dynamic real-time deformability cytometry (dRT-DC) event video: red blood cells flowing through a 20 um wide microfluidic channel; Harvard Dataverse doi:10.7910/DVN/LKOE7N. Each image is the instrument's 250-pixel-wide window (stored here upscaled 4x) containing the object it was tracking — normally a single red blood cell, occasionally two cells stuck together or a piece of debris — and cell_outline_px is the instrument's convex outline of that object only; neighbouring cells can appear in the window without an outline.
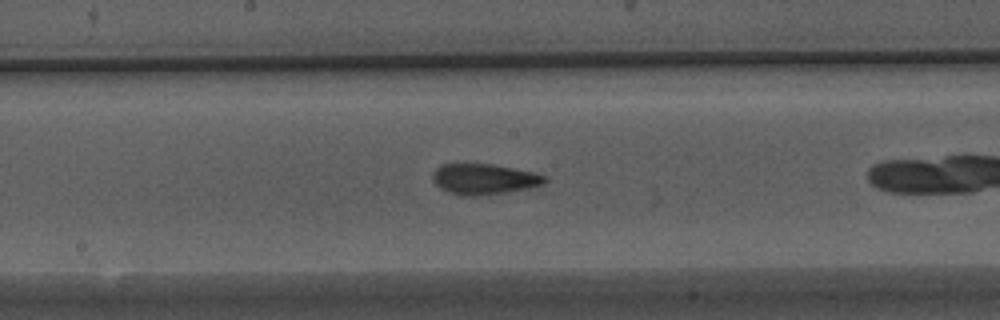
{"species": "Egyptian fruit bat (a non-hibernating species)", "species_latin": "Rousettus aegyptiacus", "temperature_condition": "warm", "stored_images_in_passage": 26, "camera_frame_rate_fps": 3000, "um_per_image_px": 0.085, "animal": {"sex": "male"}, "frame": {"image": 1, "passage_image": 12, "time_ms": 3.667, "image_size_px": [1000, 320], "cell_outline_px": [[548, 180], [544, 184], [528, 188], [504, 192], [476, 196], [464, 196], [440, 188], [432, 180], [432, 176], [436, 168], [444, 164], [492, 164], [536, 172], [548, 176]], "centroid_in_image_um": [41.2, 15.21], "position_along_channel_um": 207.0, "area_um2": 19.94}}
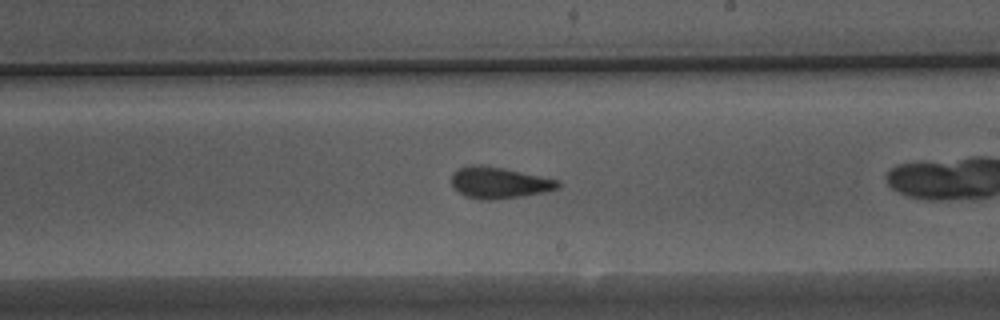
{"frame": {"image": 2, "passage_image": 15, "time_ms": 4.667, "image_size_px": [1000, 320], "cell_outline_px": [[560, 188], [544, 192], [524, 196], [492, 200], [480, 200], [464, 196], [452, 184], [452, 172], [468, 164], [480, 164], [504, 168], [560, 180]], "centroid_in_image_um": [42.43, 15.53], "position_along_channel_um": 246.6, "area_um2": 19.65}}